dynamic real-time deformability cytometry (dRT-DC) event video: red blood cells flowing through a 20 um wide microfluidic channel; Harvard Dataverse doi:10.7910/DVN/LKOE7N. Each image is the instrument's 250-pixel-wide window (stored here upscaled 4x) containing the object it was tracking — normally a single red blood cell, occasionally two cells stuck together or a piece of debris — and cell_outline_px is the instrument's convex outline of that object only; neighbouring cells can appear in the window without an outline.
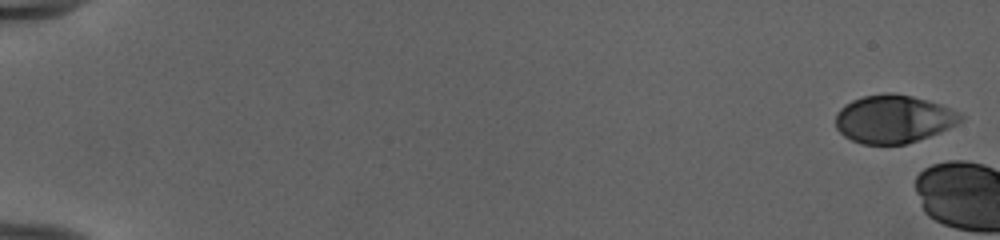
{"species": "human", "species_latin": "Homo sapiens", "temperature_condition": "cold", "stored_images_in_passage": 5, "camera_frame_rate_fps": 3000, "um_per_image_px": 0.085, "donor": {"sex": "female"}, "frame": {"image": 1, "passage_image": 1, "time_ms": 0.0, "image_size_px": [1000, 240], "cell_outline_px": [[964, 116], [956, 124], [940, 132], [904, 144], [860, 144], [844, 136], [836, 128], [836, 112], [844, 104], [852, 100], [864, 96], [884, 92], [892, 92], [912, 96], [928, 100], [940, 104]], "centroid_in_image_um": [75.9, 10.1], "position_along_channel_um": 9.1, "area_um2": 34.85}}